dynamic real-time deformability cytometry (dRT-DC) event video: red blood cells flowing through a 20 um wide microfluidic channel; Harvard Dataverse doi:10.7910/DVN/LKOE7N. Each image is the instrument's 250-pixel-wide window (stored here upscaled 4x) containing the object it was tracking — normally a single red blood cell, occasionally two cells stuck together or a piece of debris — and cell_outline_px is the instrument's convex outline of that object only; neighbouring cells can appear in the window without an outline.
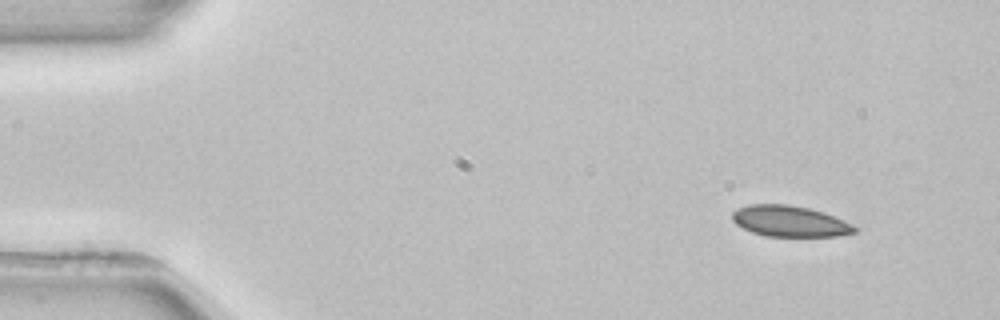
{"species": "common noctule bat (a hibernating species)", "species_latin": "Nyctalus noctula", "temperature_condition": "room temperature", "stored_images_in_passage": 3, "camera_frame_rate_fps": 3000, "um_per_image_px": 0.085, "animal": {"sex": "female", "body_mass_g": 22.7, "forearm_length_mm": 54.2}, "frame": {"image": 1, "passage_image": 1, "time_ms": 0.0, "image_size_px": [1000, 320], "cell_outline_px": [[856, 232], [836, 236], [764, 236], [752, 232], [736, 224], [732, 220], [732, 212], [736, 208], [748, 204], [788, 204], [808, 208], [824, 212], [844, 220], [852, 224], [856, 228]], "centroid_in_image_um": [67.1, 18.79], "position_along_channel_um": 17.9, "area_um2": 22.14}}
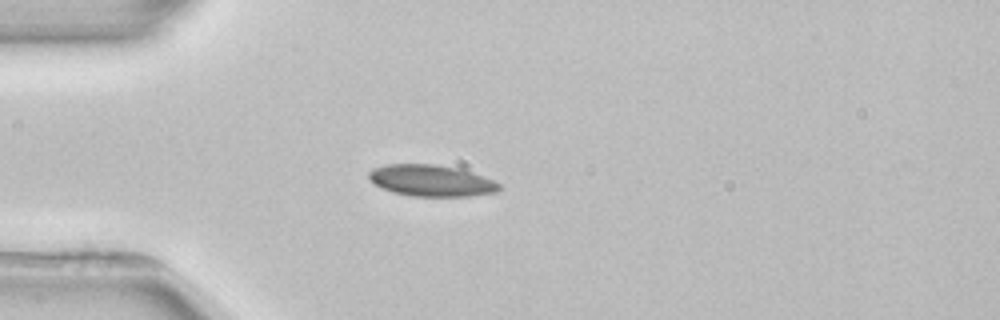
{"frame": {"image": 2, "passage_image": 3, "time_ms": 3.0, "image_size_px": [1000, 320], "cell_outline_px": [[500, 188], [496, 192], [468, 196], [412, 196], [392, 192], [376, 184], [368, 176], [368, 172], [372, 168], [388, 164], [436, 164], [460, 168], [492, 180], [500, 184]], "centroid_in_image_um": [36.65, 15.34], "position_along_channel_um": 48.4, "area_um2": 23.7}}